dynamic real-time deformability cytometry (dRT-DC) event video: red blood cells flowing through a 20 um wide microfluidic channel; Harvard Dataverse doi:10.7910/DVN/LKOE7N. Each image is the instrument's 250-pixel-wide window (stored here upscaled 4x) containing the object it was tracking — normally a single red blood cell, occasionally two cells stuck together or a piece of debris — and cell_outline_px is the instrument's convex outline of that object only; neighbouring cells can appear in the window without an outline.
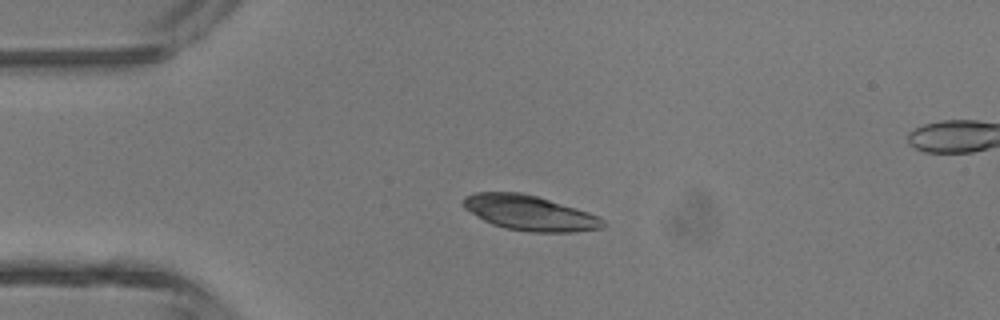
{"species": "common noctule bat (a hibernating species)", "species_latin": "Nyctalus noctula", "temperature_condition": "room temperature", "stored_images_in_passage": 4, "camera_frame_rate_fps": 3000, "um_per_image_px": 0.085, "animal": {"sex": "male", "body_mass_g": 13.3}, "frame": {"image": 1, "passage_image": 3, "time_ms": 3.333, "image_size_px": [1000, 320], "cell_outline_px": [[608, 224], [604, 228], [576, 232], [528, 232], [504, 228], [492, 224], [484, 220], [464, 208], [464, 196], [476, 192], [520, 192], [536, 196], [576, 208], [600, 216]], "centroid_in_image_um": [45.07, 18.11], "position_along_channel_um": 39.9, "area_um2": 28.61}}